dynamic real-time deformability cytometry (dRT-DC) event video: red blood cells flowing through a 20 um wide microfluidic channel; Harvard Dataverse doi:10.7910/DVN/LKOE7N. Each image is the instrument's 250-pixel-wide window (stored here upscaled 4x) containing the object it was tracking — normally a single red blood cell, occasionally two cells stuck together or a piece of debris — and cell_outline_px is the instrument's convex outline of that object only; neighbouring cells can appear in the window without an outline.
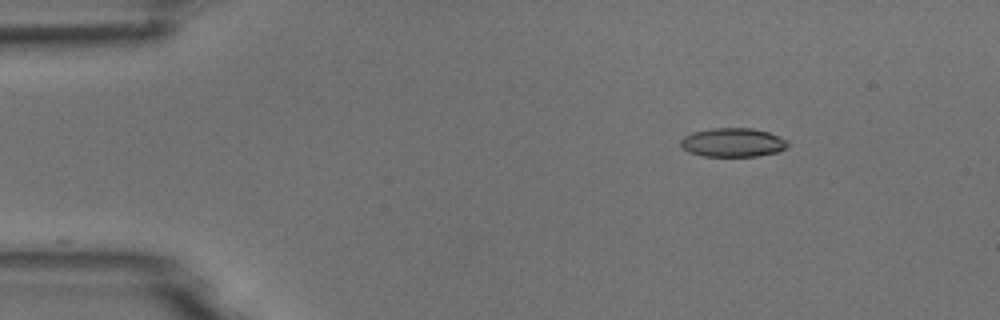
{"species": "common noctule bat (a hibernating species)", "species_latin": "Nyctalus noctula", "temperature_condition": "room temperature", "stored_images_in_passage": 5, "camera_frame_rate_fps": 3000, "um_per_image_px": 0.085, "animal": {"sex": "male", "body_mass_g": 18.8}, "frame": {"image": 1, "passage_image": 2, "time_ms": 0.333, "image_size_px": [1000, 320], "cell_outline_px": [[788, 144], [780, 152], [756, 156], [704, 156], [688, 152], [680, 144], [680, 140], [684, 136], [692, 132], [712, 128], [752, 128], [768, 132], [780, 136], [788, 140]], "centroid_in_image_um": [62.3, 12.11], "position_along_channel_um": 22.7, "area_um2": 18.09}}
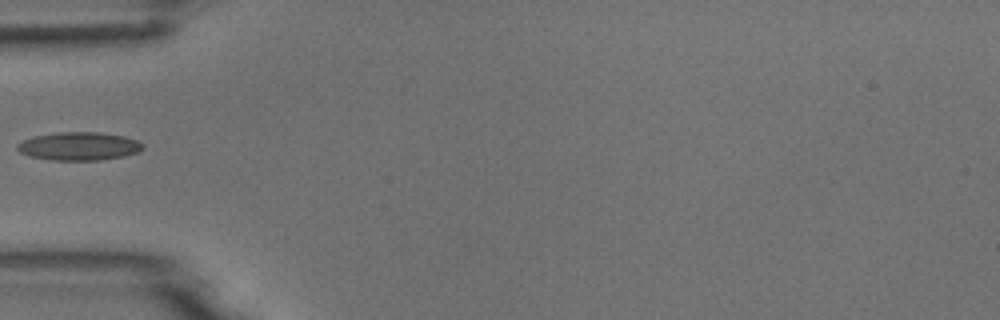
{"frame": {"image": 2, "passage_image": 5, "time_ms": 1.333, "image_size_px": [1000, 320], "cell_outline_px": [[144, 148], [140, 152], [124, 156], [100, 160], [52, 160], [28, 156], [20, 152], [16, 148], [16, 144], [32, 136], [56, 132], [100, 132], [124, 136], [136, 140], [144, 144]], "centroid_in_image_um": [6.71, 12.42], "position_along_channel_um": 78.3, "area_um2": 20.87}}